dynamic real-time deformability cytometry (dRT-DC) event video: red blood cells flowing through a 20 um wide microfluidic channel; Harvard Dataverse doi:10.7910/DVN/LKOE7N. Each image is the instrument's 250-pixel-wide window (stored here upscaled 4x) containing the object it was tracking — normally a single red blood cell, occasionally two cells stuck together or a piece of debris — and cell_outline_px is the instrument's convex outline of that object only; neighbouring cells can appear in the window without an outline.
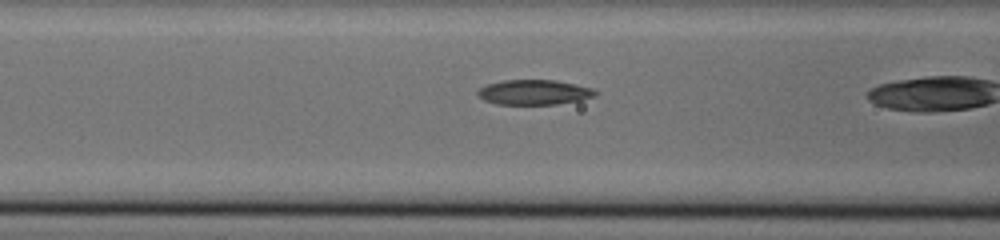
{"species": "common noctule bat (a hibernating species)", "species_latin": "Nyctalus noctula", "temperature_condition": "cold", "stored_images_in_passage": 15, "camera_frame_rate_fps": 3000, "um_per_image_px": 0.085, "animal": {"sex": "male", "body_mass_g": 20.0, "forearm_length_mm": 53.3}, "frame": {"image": 1, "passage_image": 11, "time_ms": 3.333, "image_size_px": [1000, 240], "cell_outline_px": [[600, 92], [596, 96], [580, 100], [556, 104], [496, 104], [484, 100], [476, 96], [476, 92], [480, 88], [488, 84], [504, 80], [556, 80], [576, 84], [592, 88]], "centroid_in_image_um": [45.41, 7.84], "position_along_channel_um": 121.2, "area_um2": 17.22}}